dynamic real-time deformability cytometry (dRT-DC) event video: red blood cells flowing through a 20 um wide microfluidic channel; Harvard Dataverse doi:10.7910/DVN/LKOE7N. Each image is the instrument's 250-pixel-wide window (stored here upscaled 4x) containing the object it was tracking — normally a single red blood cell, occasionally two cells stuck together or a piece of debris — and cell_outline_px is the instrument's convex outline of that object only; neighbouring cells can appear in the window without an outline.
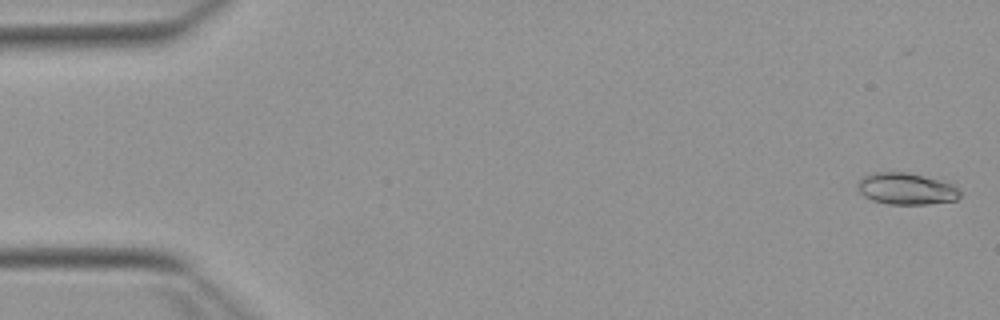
{"species": "Egyptian fruit bat (a non-hibernating species)", "species_latin": "Rousettus aegyptiacus", "temperature_condition": "warm", "stored_images_in_passage": 53, "camera_frame_rate_fps": 3000, "um_per_image_px": 0.085, "animal": {"sex": "female"}, "frame": {"image": 1, "passage_image": 2, "time_ms": 0.333, "image_size_px": [1000, 320], "cell_outline_px": [[960, 196], [956, 200], [928, 204], [888, 204], [872, 200], [864, 196], [860, 192], [856, 184], [864, 176], [872, 172], [904, 172], [924, 176], [940, 180], [952, 184], [960, 192]], "centroid_in_image_um": [77.01, 16.04], "position_along_channel_um": 8.0, "area_um2": 18.79}}
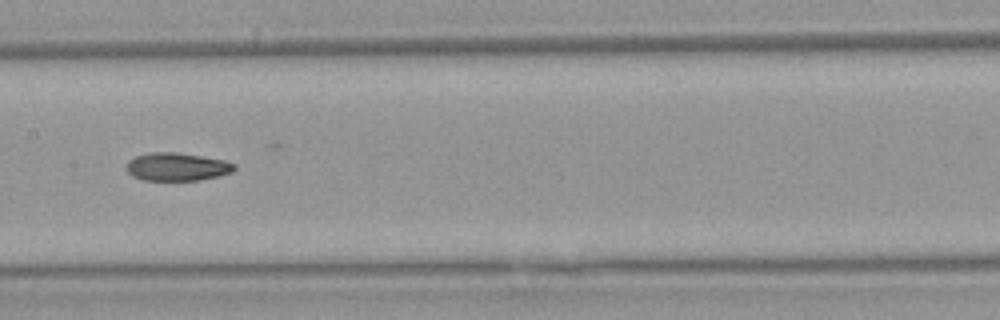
{"frame": {"image": 2, "passage_image": 27, "time_ms": 8.667, "image_size_px": [1000, 320], "cell_outline_px": [[236, 168], [232, 172], [220, 176], [200, 180], [144, 180], [132, 176], [128, 172], [128, 160], [136, 156], [148, 152], [176, 152], [224, 160], [236, 164]], "centroid_in_image_um": [15.07, 14.17], "position_along_channel_um": 192.3, "area_um2": 17.63}}
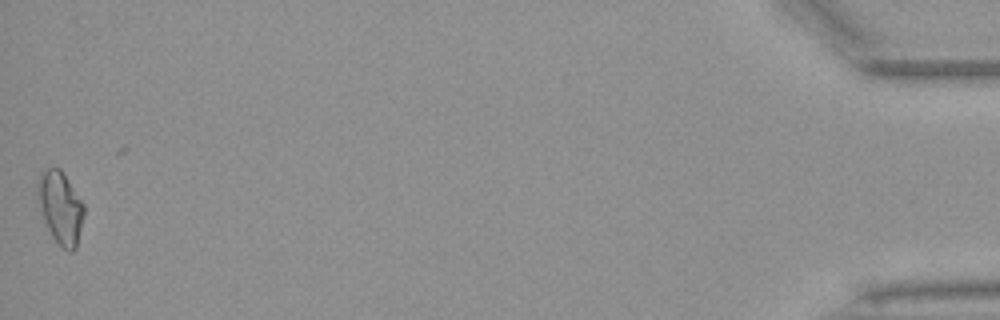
{"frame": {"image": 3, "passage_image": 53, "time_ms": 17.333, "image_size_px": [1000, 320], "cell_outline_px": [[84, 216], [76, 248], [72, 252], [68, 252], [52, 236], [44, 220], [36, 192], [36, 184], [40, 172], [48, 168], [60, 168], [84, 204]], "centroid_in_image_um": [5.13, 17.62], "position_along_channel_um": 430.1, "area_um2": 19.42}, "authors_computed_cell_mechanics": {"area_um2": 17.918, "velocity_mm_per_s": 3.8956, "shape_relaxation_time_tau1_ms": 10.3284, "shape_relaxation_time_tau2_ms": 4.219, "deformation_change_tau1": 0.2443, "deformation_change_tau2": 0.1066}}